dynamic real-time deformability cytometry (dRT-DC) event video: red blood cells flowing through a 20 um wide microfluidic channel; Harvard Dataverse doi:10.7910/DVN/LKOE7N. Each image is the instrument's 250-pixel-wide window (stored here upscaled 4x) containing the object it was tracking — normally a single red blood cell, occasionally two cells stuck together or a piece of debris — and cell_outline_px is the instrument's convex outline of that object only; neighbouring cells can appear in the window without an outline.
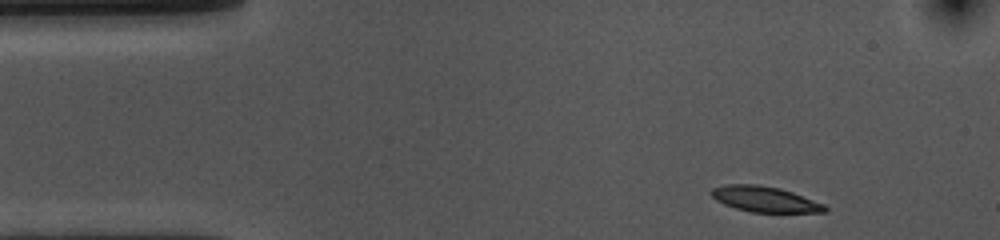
{"species": "common noctule bat (a hibernating species)", "species_latin": "Nyctalus noctula", "temperature_condition": "cold", "stored_images_in_passage": 49, "camera_frame_rate_fps": 3000, "um_per_image_px": 0.085, "animal": {"sex": "female", "body_mass_g": 10.0, "forearm_length_mm": 53.1}, "frame": {"image": 1, "passage_image": 1, "time_ms": 0.0, "image_size_px": [1000, 240], "cell_outline_px": [[828, 212], [752, 212], [736, 208], [724, 204], [716, 200], [708, 192], [712, 188], [724, 184], [756, 184], [780, 188], [792, 192], [824, 204], [828, 208]], "centroid_in_image_um": [64.98, 16.92], "position_along_channel_um": 20.0, "area_um2": 16.94}}
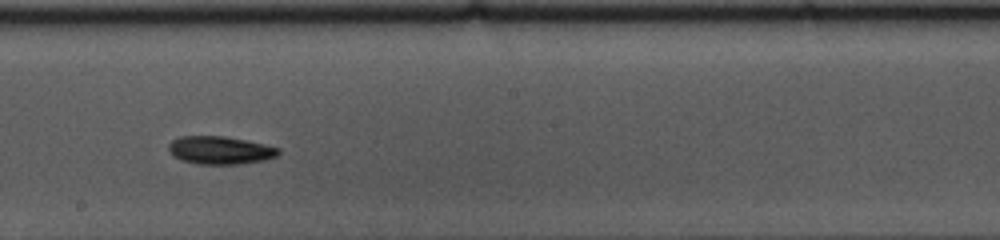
{"frame": {"image": 2, "passage_image": 24, "time_ms": 7.667, "image_size_px": [1000, 240], "cell_outline_px": [[280, 152], [276, 156], [264, 160], [240, 164], [196, 164], [172, 156], [168, 148], [168, 144], [172, 140], [180, 136], [224, 136], [264, 144], [280, 148]], "centroid_in_image_um": [18.69, 12.77], "position_along_channel_um": 229.5, "area_um2": 17.86}}
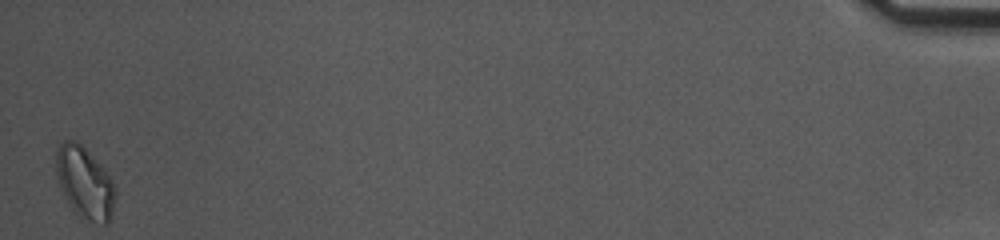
{"frame": {"image": 3, "passage_image": 49, "time_ms": 16.0, "image_size_px": [1000, 240], "cell_outline_px": [[112, 216], [108, 224], [104, 224], [80, 216], [72, 208], [64, 196], [60, 188], [56, 172], [56, 152], [60, 144], [64, 140], [76, 140], [100, 164], [112, 180]], "centroid_in_image_um": [7.15, 15.5], "position_along_channel_um": 428.1, "area_um2": 23.87}, "authors_computed_cell_mechanics": {"area_um2": 17.5712, "velocity_mm_per_s": 3.5774, "shape_relaxation_time_tau1_ms": 5.4143, "shape_relaxation_time_tau2_ms": null, "deformation_change_tau1": 0.1155, "deformation_change_tau2": null}}